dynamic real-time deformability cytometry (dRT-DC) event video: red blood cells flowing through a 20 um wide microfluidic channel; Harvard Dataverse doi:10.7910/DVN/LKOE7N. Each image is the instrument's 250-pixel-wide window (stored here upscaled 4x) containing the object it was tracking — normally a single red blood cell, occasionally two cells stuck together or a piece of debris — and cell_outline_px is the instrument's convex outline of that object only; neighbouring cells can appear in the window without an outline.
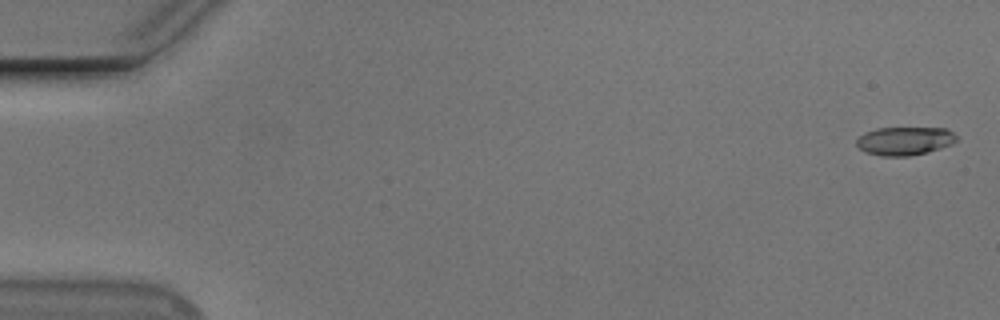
{"species": "Egyptian fruit bat (a non-hibernating species)", "species_latin": "Rousettus aegyptiacus", "temperature_condition": "cold", "stored_images_in_passage": 55, "camera_frame_rate_fps": 3000, "um_per_image_px": 0.085, "animal": {"sex": "male"}, "frame": {"image": 1, "passage_image": 1, "time_ms": 0.0, "image_size_px": [1000, 320], "cell_outline_px": [[956, 140], [952, 144], [928, 152], [908, 156], [880, 156], [864, 152], [856, 144], [856, 140], [864, 132], [876, 128], [948, 128], [956, 136]], "centroid_in_image_um": [76.87, 11.98], "position_along_channel_um": 8.1, "area_um2": 16.59}}
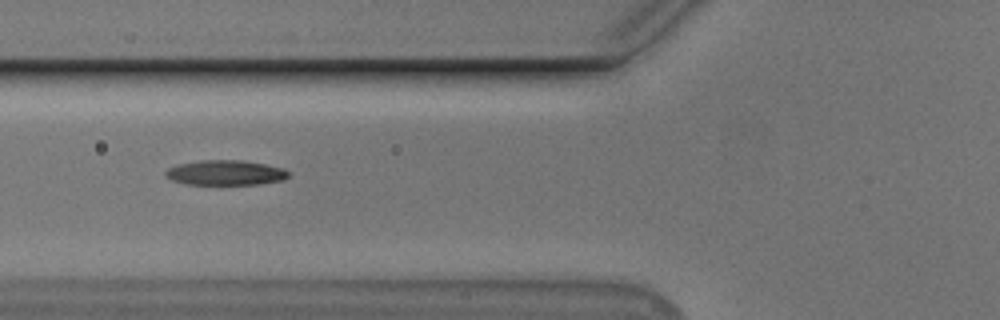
{"frame": {"image": 2, "passage_image": 21, "time_ms": 6.667, "image_size_px": [1000, 320], "cell_outline_px": [[288, 176], [284, 180], [260, 184], [184, 184], [172, 180], [164, 176], [164, 172], [168, 168], [180, 164], [200, 160], [240, 160], [264, 164], [284, 168], [288, 172]], "centroid_in_image_um": [19.15, 14.68], "position_along_channel_um": 106.7, "area_um2": 17.86}}
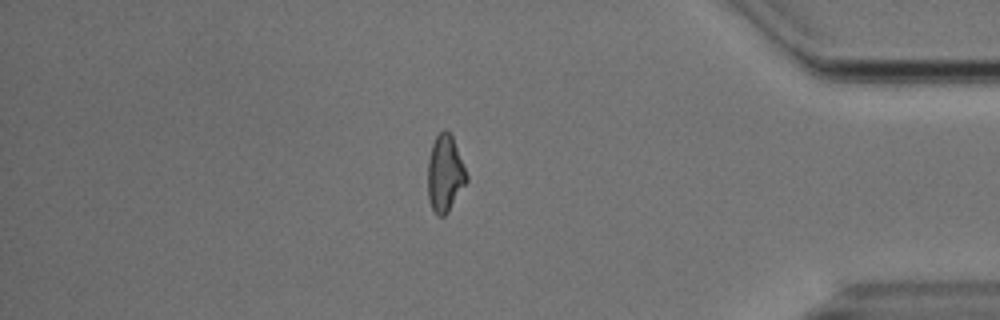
{"frame": {"image": 3, "passage_image": 47, "time_ms": 15.333, "image_size_px": [1000, 320], "cell_outline_px": [[468, 180], [448, 212], [444, 216], [436, 216], [428, 200], [428, 160], [432, 144], [436, 136], [444, 128], [452, 136], [468, 176]], "centroid_in_image_um": [37.81, 14.77], "position_along_channel_um": 397.4, "area_um2": 17.28}, "authors_computed_cell_mechanics": {"area_um2": 17.34, "velocity_mm_per_s": 3.7206, "shape_relaxation_time_tau1_ms": 4.1764, "shape_relaxation_time_tau2_ms": 9.4209, "deformation_change_tau1": 0.1641, "deformation_change_tau2": 0.1751}}